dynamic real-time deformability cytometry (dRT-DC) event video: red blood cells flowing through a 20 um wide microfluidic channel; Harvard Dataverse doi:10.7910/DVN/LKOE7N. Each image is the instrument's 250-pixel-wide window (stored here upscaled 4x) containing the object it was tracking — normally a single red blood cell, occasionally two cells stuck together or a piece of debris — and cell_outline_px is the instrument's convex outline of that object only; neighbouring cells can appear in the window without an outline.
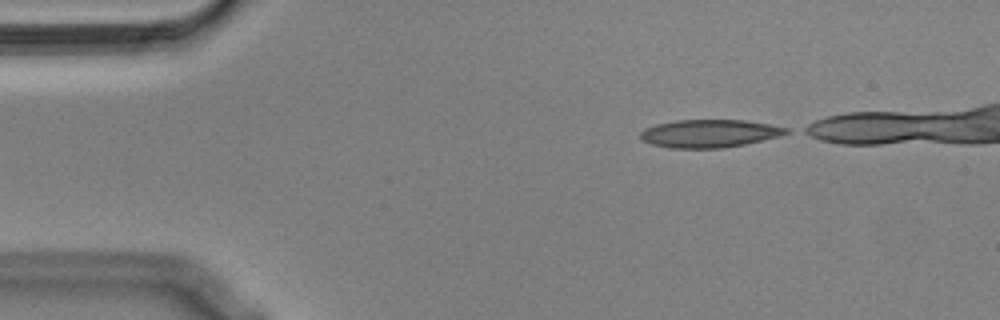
{"species": "Egyptian fruit bat (a non-hibernating species)", "species_latin": "Rousettus aegyptiacus", "temperature_condition": "cold", "stored_images_in_passage": 38, "camera_frame_rate_fps": 3000, "um_per_image_px": 0.085, "animal": {"sex": "male"}, "frame": {"image": 1, "passage_image": 1, "time_ms": 0.0, "image_size_px": [1000, 320], "cell_outline_px": [[792, 132], [780, 136], [744, 144], [720, 148], [668, 148], [652, 144], [640, 140], [640, 132], [644, 128], [656, 124], [676, 120], [744, 120], [768, 124], [788, 128]], "centroid_in_image_um": [60.27, 11.34], "position_along_channel_um": 24.7, "area_um2": 23.76}}
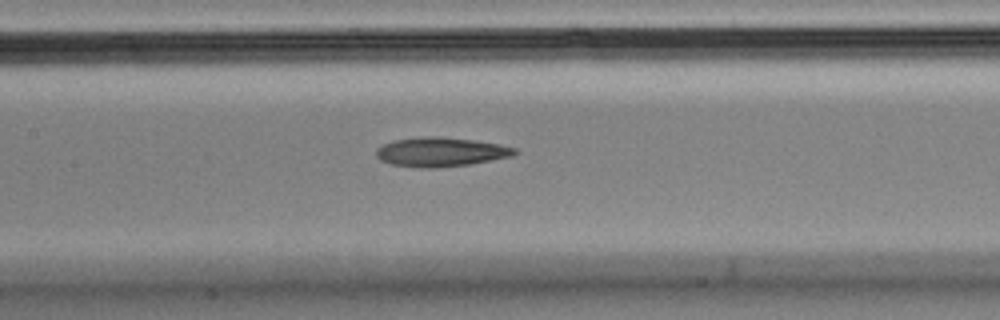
{"frame": {"image": 2, "passage_image": 18, "time_ms": 5.667, "image_size_px": [1000, 320], "cell_outline_px": [[520, 152], [512, 156], [468, 164], [432, 168], [420, 168], [392, 164], [380, 160], [376, 156], [376, 148], [392, 140], [432, 136], [440, 136], [472, 140], [500, 144], [516, 148]], "centroid_in_image_um": [37.46, 12.91], "position_along_channel_um": 169.9, "area_um2": 23.47}}
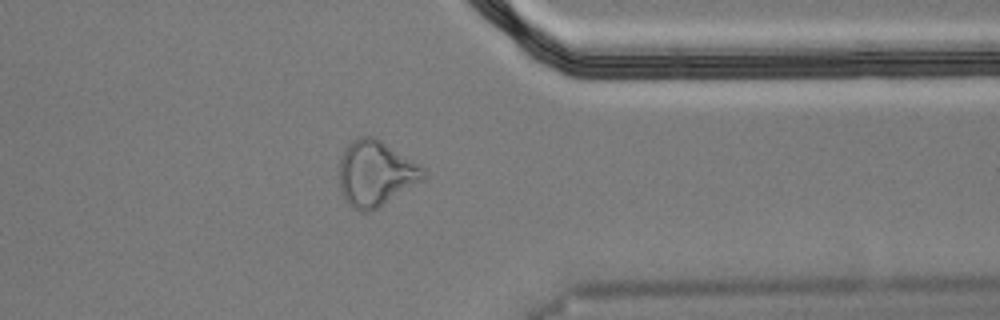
{"frame": {"image": 3, "passage_image": 36, "time_ms": 11.667, "image_size_px": [1000, 320], "cell_outline_px": [[424, 180], [376, 208], [368, 212], [360, 212], [352, 208], [344, 200], [340, 188], [340, 160], [344, 148], [352, 140], [360, 136], [372, 136], [380, 140], [424, 168]], "centroid_in_image_um": [31.89, 14.75], "position_along_channel_um": 379.5, "area_um2": 31.73}}